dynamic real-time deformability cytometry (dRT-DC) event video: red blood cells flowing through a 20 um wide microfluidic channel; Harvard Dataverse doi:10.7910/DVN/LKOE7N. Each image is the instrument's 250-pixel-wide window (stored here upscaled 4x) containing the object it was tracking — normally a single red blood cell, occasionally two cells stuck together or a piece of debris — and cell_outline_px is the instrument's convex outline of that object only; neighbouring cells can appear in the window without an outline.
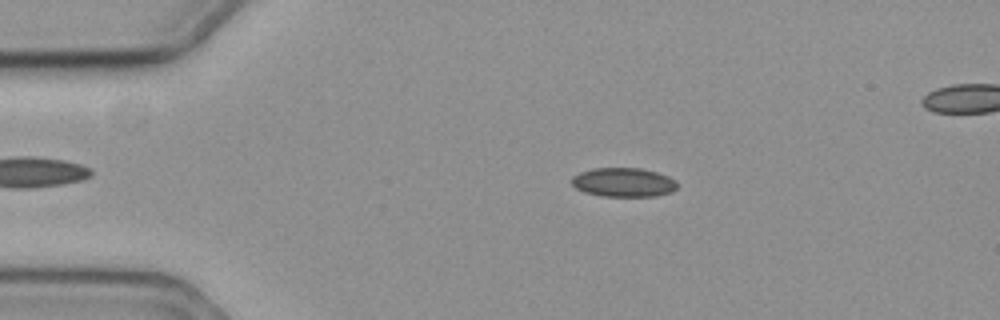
{"species": "common noctule bat (a hibernating species)", "species_latin": "Nyctalus noctula", "temperature_condition": "cold", "stored_images_in_passage": 52, "camera_frame_rate_fps": 3000, "um_per_image_px": 0.085, "animal": {"sex": "female", "body_mass_g": 19.3, "forearm_length_mm": 54.1}, "frame": {"image": 1, "passage_image": 12, "time_ms": 3.667, "image_size_px": [1000, 320], "cell_outline_px": [[680, 184], [672, 192], [656, 196], [600, 196], [584, 192], [576, 188], [572, 184], [572, 176], [580, 172], [592, 168], [640, 168], [656, 172], [668, 176], [676, 180]], "centroid_in_image_um": [53.02, 15.5], "position_along_channel_um": 32.0, "area_um2": 18.03}}
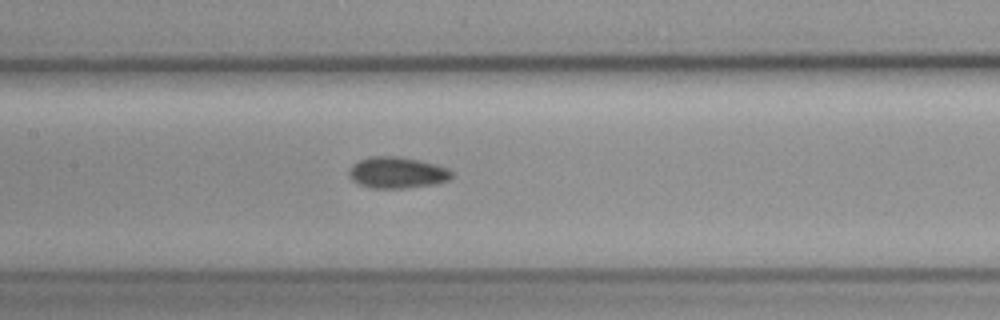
{"frame": {"image": 2, "passage_image": 28, "time_ms": 9.0, "image_size_px": [1000, 320], "cell_outline_px": [[452, 176], [448, 180], [436, 184], [404, 188], [372, 188], [360, 184], [352, 180], [348, 176], [348, 172], [352, 164], [368, 156], [396, 156], [420, 160], [436, 164], [448, 168], [452, 172]], "centroid_in_image_um": [33.75, 14.66], "position_along_channel_um": 173.7, "area_um2": 18.84}}
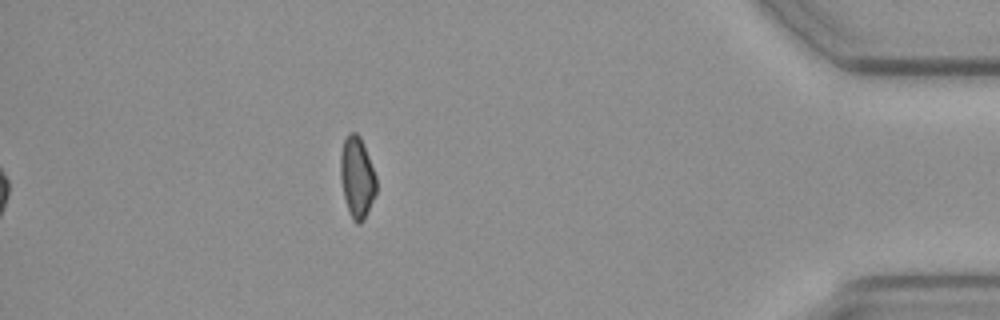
{"frame": {"image": 3, "passage_image": 52, "time_ms": 17.0, "image_size_px": [1000, 320], "cell_outline_px": [[376, 192], [364, 220], [360, 224], [356, 224], [352, 220], [348, 212], [340, 180], [340, 152], [344, 140], [348, 132], [356, 132], [360, 136], [364, 144], [376, 176]], "centroid_in_image_um": [30.33, 15.07], "position_along_channel_um": 404.9, "area_um2": 17.17}, "authors_computed_cell_mechanics": {"area_um2": 18.0914, "velocity_mm_per_s": 3.536, "shape_relaxation_time_tau1_ms": 6.1033, "shape_relaxation_time_tau2_ms": 5.5403, "deformation_change_tau1": 0.0775, "deformation_change_tau2": 0.0894}}